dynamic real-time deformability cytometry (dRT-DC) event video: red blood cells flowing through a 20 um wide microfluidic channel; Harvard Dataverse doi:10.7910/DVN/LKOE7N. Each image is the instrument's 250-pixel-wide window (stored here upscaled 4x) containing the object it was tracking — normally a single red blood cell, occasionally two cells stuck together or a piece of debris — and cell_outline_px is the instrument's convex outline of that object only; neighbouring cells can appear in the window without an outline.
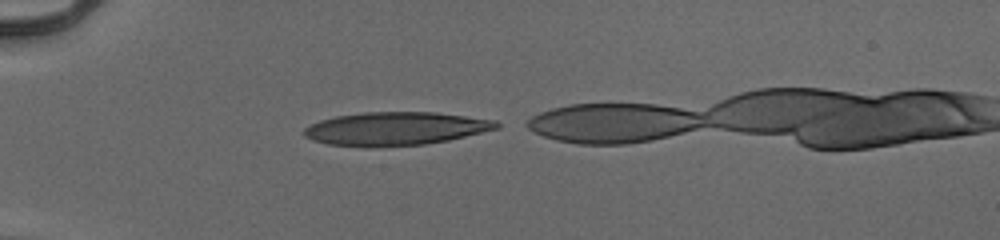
{"species": "human", "species_latin": "Homo sapiens", "temperature_condition": "cold", "stored_images_in_passage": 32, "camera_frame_rate_fps": 3000, "um_per_image_px": 0.085, "donor": {"sex": "male"}, "frame": {"image": 1, "passage_image": 1, "time_ms": 0.0, "image_size_px": [1000, 240], "cell_outline_px": [[500, 128], [448, 140], [424, 144], [368, 148], [364, 148], [328, 144], [312, 140], [304, 136], [304, 128], [320, 120], [336, 116], [364, 112], [436, 112], [496, 120], [500, 124]], "centroid_in_image_um": [33.61, 10.94], "position_along_channel_um": 51.4, "area_um2": 37.57}}
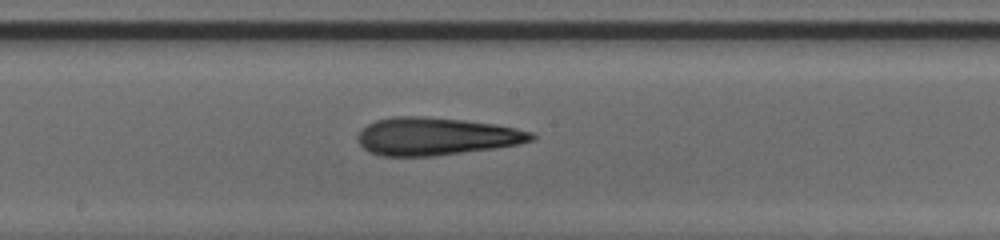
{"frame": {"image": 2, "passage_image": 15, "time_ms": 4.667, "image_size_px": [1000, 240], "cell_outline_px": [[536, 140], [520, 144], [496, 148], [432, 156], [380, 156], [368, 152], [356, 140], [356, 136], [368, 124], [376, 120], [392, 116], [424, 116], [464, 120], [496, 124], [536, 132]], "centroid_in_image_um": [37.1, 11.59], "position_along_channel_um": 211.1, "area_um2": 38.55}}
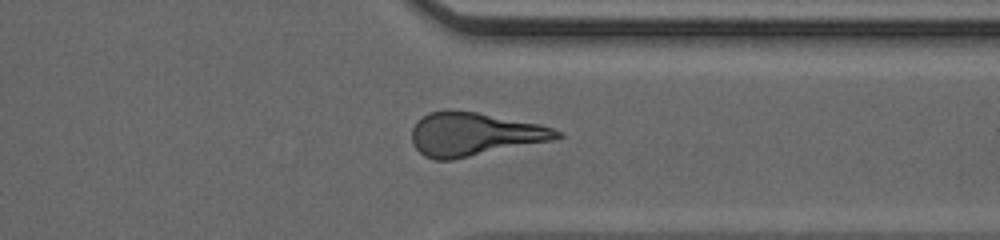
{"frame": {"image": 3, "passage_image": 27, "time_ms": 8.667, "image_size_px": [1000, 240], "cell_outline_px": [[564, 136], [552, 140], [452, 160], [436, 160], [424, 156], [412, 144], [412, 128], [416, 120], [428, 112], [476, 112], [540, 124], [564, 132]], "centroid_in_image_um": [40.31, 11.43], "position_along_channel_um": 371.1, "area_um2": 36.3}}